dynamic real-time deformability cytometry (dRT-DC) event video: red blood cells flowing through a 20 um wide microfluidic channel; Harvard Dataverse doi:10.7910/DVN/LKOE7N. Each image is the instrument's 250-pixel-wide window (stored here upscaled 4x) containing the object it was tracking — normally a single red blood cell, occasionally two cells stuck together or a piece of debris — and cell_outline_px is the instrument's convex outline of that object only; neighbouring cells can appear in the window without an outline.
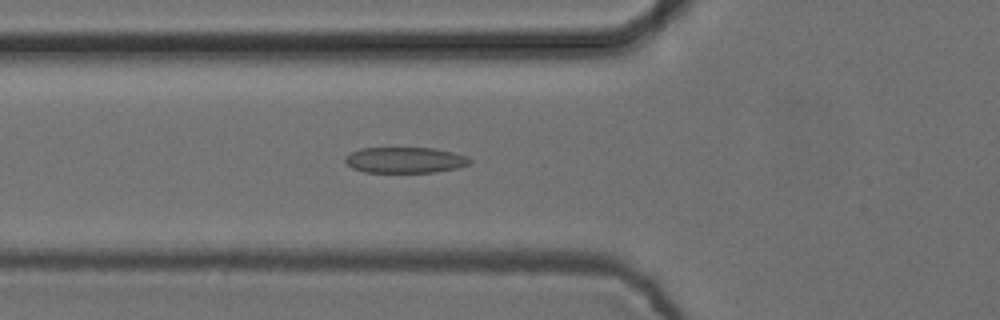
{"species": "common noctule bat (a hibernating species)", "species_latin": "Nyctalus noctula", "temperature_condition": "cold", "stored_images_in_passage": 55, "camera_frame_rate_fps": 3000, "um_per_image_px": 0.085, "animal": {"sex": "female", "body_mass_g": 24.6, "forearm_length_mm": 56.2}, "frame": {"image": 1, "passage_image": 20, "time_ms": 6.333, "image_size_px": [1000, 320], "cell_outline_px": [[472, 160], [468, 164], [456, 168], [436, 172], [364, 172], [352, 168], [344, 160], [344, 156], [360, 148], [432, 148], [452, 152], [468, 156]], "centroid_in_image_um": [34.41, 13.6], "position_along_channel_um": 91.4, "area_um2": 18.73}}
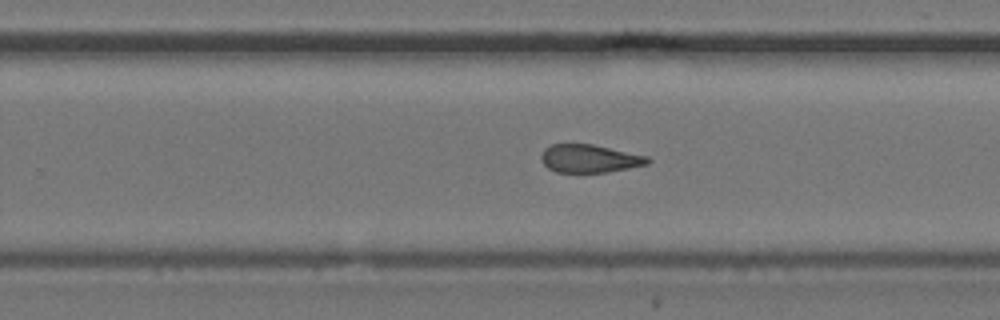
{"frame": {"image": 2, "passage_image": 35, "time_ms": 11.333, "image_size_px": [1000, 320], "cell_outline_px": [[652, 160], [648, 164], [608, 172], [556, 172], [548, 168], [544, 164], [540, 156], [544, 148], [552, 144], [592, 144], [648, 156]], "centroid_in_image_um": [50.11, 13.47], "position_along_channel_um": 279.7, "area_um2": 17.4}}
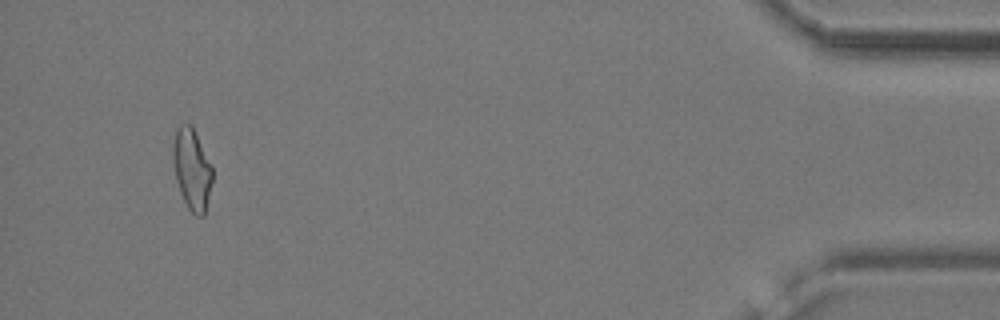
{"frame": {"image": 3, "passage_image": 52, "time_ms": 17.0, "image_size_px": [1000, 320], "cell_outline_px": [[212, 180], [204, 216], [196, 216], [188, 208], [180, 192], [176, 180], [172, 160], [172, 148], [176, 128], [180, 124], [192, 124], [212, 168]], "centroid_in_image_um": [16.29, 14.36], "position_along_channel_um": 418.9, "area_um2": 18.55}, "authors_computed_cell_mechanics": {"area_um2": 18.8428, "velocity_mm_per_s": 3.7536, "shape_relaxation_time_tau1_ms": null, "shape_relaxation_time_tau2_ms": 2.5205, "deformation_change_tau1": null, "deformation_change_tau2": 0.1107}}